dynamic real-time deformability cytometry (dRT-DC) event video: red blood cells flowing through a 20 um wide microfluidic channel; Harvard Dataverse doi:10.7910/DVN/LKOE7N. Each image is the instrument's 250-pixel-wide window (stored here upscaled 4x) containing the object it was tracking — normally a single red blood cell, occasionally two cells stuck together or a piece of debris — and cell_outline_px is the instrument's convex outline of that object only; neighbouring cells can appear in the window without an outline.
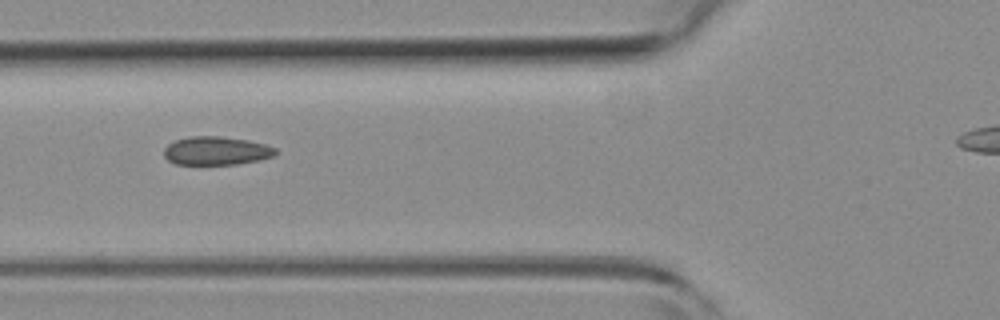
{"species": "common noctule bat (a hibernating species)", "species_latin": "Nyctalus noctula", "temperature_condition": "room temperature", "stored_images_in_passage": 7, "camera_frame_rate_fps": 3000, "um_per_image_px": 0.085, "animal": {"sex": "female", "body_mass_g": 19.3, "forearm_length_mm": 54.1}, "frame": {"image": 1, "passage_image": 5, "time_ms": 1.333, "image_size_px": [1000, 320], "cell_outline_px": [[280, 152], [276, 156], [260, 160], [236, 164], [176, 164], [168, 160], [164, 156], [164, 148], [168, 144], [176, 140], [192, 136], [220, 136], [248, 140], [264, 144], [276, 148]], "centroid_in_image_um": [18.43, 12.82], "position_along_channel_um": 107.4, "area_um2": 18.61}}
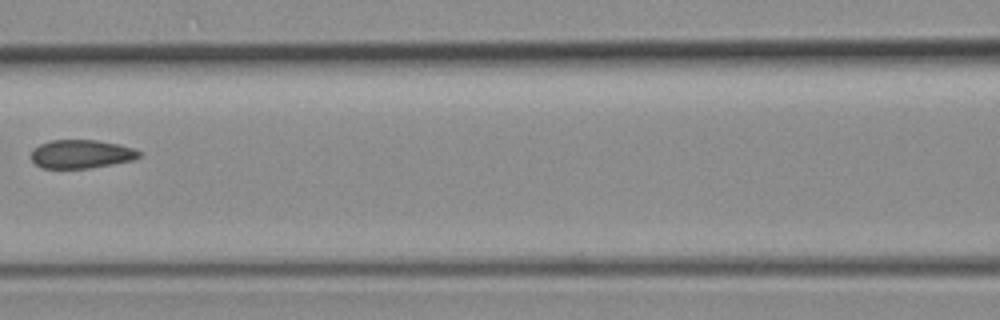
{"frame": {"image": 2, "passage_image": 6, "time_ms": 1.667, "image_size_px": [1000, 320], "cell_outline_px": [[140, 156], [132, 160], [112, 164], [88, 168], [40, 168], [32, 160], [32, 148], [40, 144], [52, 140], [96, 140], [116, 144], [132, 148], [140, 152]], "centroid_in_image_um": [6.86, 13.09], "position_along_channel_um": 159.7, "area_um2": 17.74}}
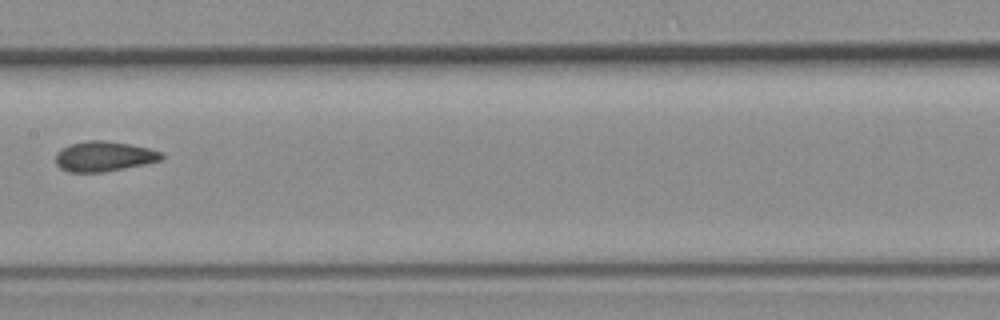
{"frame": {"image": 3, "passage_image": 7, "time_ms": 2.0, "image_size_px": [1000, 320], "cell_outline_px": [[164, 156], [160, 160], [144, 164], [104, 172], [68, 172], [60, 168], [56, 164], [56, 152], [60, 148], [72, 144], [88, 140], [104, 140], [128, 144], [148, 148], [160, 152]], "centroid_in_image_um": [8.79, 13.29], "position_along_channel_um": 198.6, "area_um2": 18.44}}